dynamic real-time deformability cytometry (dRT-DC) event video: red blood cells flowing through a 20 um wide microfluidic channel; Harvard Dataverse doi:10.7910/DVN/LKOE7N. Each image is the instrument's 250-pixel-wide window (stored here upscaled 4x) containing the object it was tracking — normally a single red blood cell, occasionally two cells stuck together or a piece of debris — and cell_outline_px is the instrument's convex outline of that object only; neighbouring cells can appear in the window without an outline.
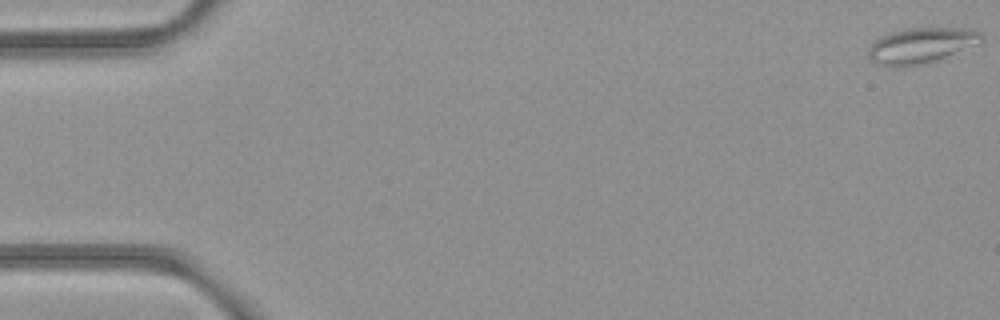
{"species": "common noctule bat (a hibernating species)", "species_latin": "Nyctalus noctula", "temperature_condition": "room temperature", "stored_images_in_passage": 48, "segment_of_instrument_passage": [1, 2], "camera_frame_rate_fps": 3000, "um_per_image_px": 0.085, "animal": {"sex": "female", "body_mass_g": 21.9}, "frame": {"image": 1, "passage_image": 1, "time_ms": 0.0, "image_size_px": [1000, 320], "cell_outline_px": [[984, 40], [980, 44], [928, 64], [904, 68], [892, 68], [876, 64], [868, 56], [868, 52], [872, 44], [880, 36], [904, 28], [968, 28], [980, 32], [984, 36]], "centroid_in_image_um": [78.33, 3.9], "position_along_channel_um": 6.7, "area_um2": 24.16}}
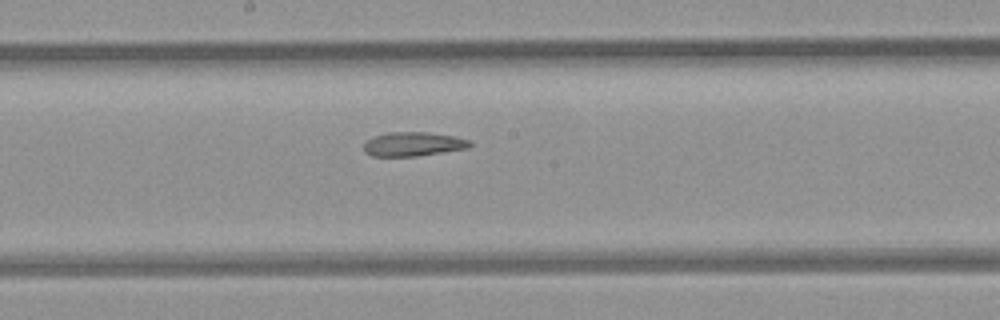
{"frame": {"image": 2, "passage_image": 29, "time_ms": 9.333, "image_size_px": [1000, 320], "cell_outline_px": [[472, 144], [468, 148], [416, 156], [372, 156], [364, 152], [364, 144], [372, 136], [388, 132], [428, 132], [452, 136], [472, 140]], "centroid_in_image_um": [35.11, 12.24], "position_along_channel_um": 213.1, "area_um2": 14.91}}
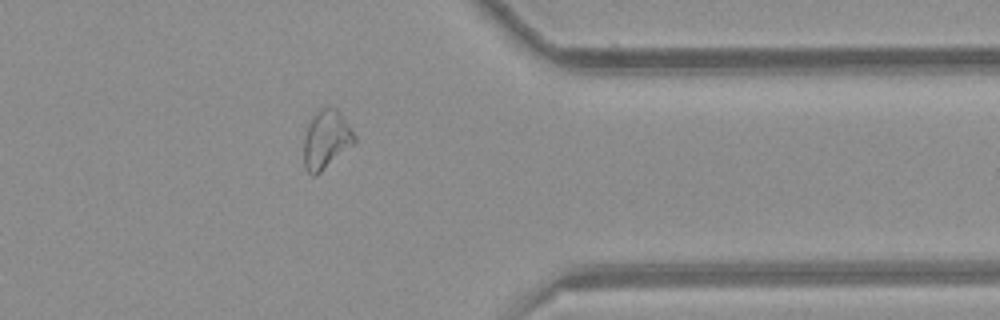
{"frame": {"image": 3, "passage_image": 43, "time_ms": 14.0, "image_size_px": [1000, 320], "cell_outline_px": [[356, 144], [316, 176], [312, 176], [304, 168], [304, 136], [308, 124], [312, 116], [320, 108], [332, 104], [340, 112], [356, 136]], "centroid_in_image_um": [27.74, 11.86], "position_along_channel_um": 383.7, "area_um2": 17.8}}